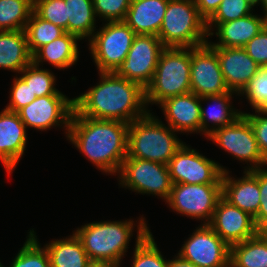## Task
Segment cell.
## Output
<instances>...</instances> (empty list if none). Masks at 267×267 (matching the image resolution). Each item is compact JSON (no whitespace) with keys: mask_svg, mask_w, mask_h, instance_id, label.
Returning a JSON list of instances; mask_svg holds the SVG:
<instances>
[{"mask_svg":"<svg viewBox=\"0 0 267 267\" xmlns=\"http://www.w3.org/2000/svg\"><path fill=\"white\" fill-rule=\"evenodd\" d=\"M252 7L259 6L261 0H246Z\"/></svg>","mask_w":267,"mask_h":267,"instance_id":"cell-46","label":"cell"},{"mask_svg":"<svg viewBox=\"0 0 267 267\" xmlns=\"http://www.w3.org/2000/svg\"><path fill=\"white\" fill-rule=\"evenodd\" d=\"M222 184H173L165 204L177 214L208 224L219 199Z\"/></svg>","mask_w":267,"mask_h":267,"instance_id":"cell-10","label":"cell"},{"mask_svg":"<svg viewBox=\"0 0 267 267\" xmlns=\"http://www.w3.org/2000/svg\"><path fill=\"white\" fill-rule=\"evenodd\" d=\"M37 237L34 229L28 232L22 248L8 267H51L47 250L41 247Z\"/></svg>","mask_w":267,"mask_h":267,"instance_id":"cell-33","label":"cell"},{"mask_svg":"<svg viewBox=\"0 0 267 267\" xmlns=\"http://www.w3.org/2000/svg\"><path fill=\"white\" fill-rule=\"evenodd\" d=\"M175 257V258H174ZM173 259H169L168 267H199L189 261L182 259L178 254L174 255Z\"/></svg>","mask_w":267,"mask_h":267,"instance_id":"cell-43","label":"cell"},{"mask_svg":"<svg viewBox=\"0 0 267 267\" xmlns=\"http://www.w3.org/2000/svg\"><path fill=\"white\" fill-rule=\"evenodd\" d=\"M208 225L230 247L255 236L260 230L254 217L221 197Z\"/></svg>","mask_w":267,"mask_h":267,"instance_id":"cell-16","label":"cell"},{"mask_svg":"<svg viewBox=\"0 0 267 267\" xmlns=\"http://www.w3.org/2000/svg\"><path fill=\"white\" fill-rule=\"evenodd\" d=\"M228 267H236V266L230 261Z\"/></svg>","mask_w":267,"mask_h":267,"instance_id":"cell-48","label":"cell"},{"mask_svg":"<svg viewBox=\"0 0 267 267\" xmlns=\"http://www.w3.org/2000/svg\"><path fill=\"white\" fill-rule=\"evenodd\" d=\"M158 118L149 111L129 123L127 157L168 165L175 152L185 142L178 138V132Z\"/></svg>","mask_w":267,"mask_h":267,"instance_id":"cell-4","label":"cell"},{"mask_svg":"<svg viewBox=\"0 0 267 267\" xmlns=\"http://www.w3.org/2000/svg\"><path fill=\"white\" fill-rule=\"evenodd\" d=\"M265 24H266V27H267V16L265 17Z\"/></svg>","mask_w":267,"mask_h":267,"instance_id":"cell-49","label":"cell"},{"mask_svg":"<svg viewBox=\"0 0 267 267\" xmlns=\"http://www.w3.org/2000/svg\"><path fill=\"white\" fill-rule=\"evenodd\" d=\"M209 37L214 34L219 41L208 40L211 47H237L244 46L256 36L265 26V17L251 13L245 17L224 23H206ZM215 29L216 32H214Z\"/></svg>","mask_w":267,"mask_h":267,"instance_id":"cell-21","label":"cell"},{"mask_svg":"<svg viewBox=\"0 0 267 267\" xmlns=\"http://www.w3.org/2000/svg\"><path fill=\"white\" fill-rule=\"evenodd\" d=\"M99 82L74 97V109L92 119L118 120L131 123L146 115L145 89L114 72H99Z\"/></svg>","mask_w":267,"mask_h":267,"instance_id":"cell-2","label":"cell"},{"mask_svg":"<svg viewBox=\"0 0 267 267\" xmlns=\"http://www.w3.org/2000/svg\"><path fill=\"white\" fill-rule=\"evenodd\" d=\"M229 174V170L222 174V197L230 204L255 217L261 200L259 168L244 170L242 178H234Z\"/></svg>","mask_w":267,"mask_h":267,"instance_id":"cell-20","label":"cell"},{"mask_svg":"<svg viewBox=\"0 0 267 267\" xmlns=\"http://www.w3.org/2000/svg\"><path fill=\"white\" fill-rule=\"evenodd\" d=\"M31 63L25 30L0 31V68L19 74Z\"/></svg>","mask_w":267,"mask_h":267,"instance_id":"cell-25","label":"cell"},{"mask_svg":"<svg viewBox=\"0 0 267 267\" xmlns=\"http://www.w3.org/2000/svg\"><path fill=\"white\" fill-rule=\"evenodd\" d=\"M117 176L120 187L163 201L169 198L173 185L168 165L139 158L126 157Z\"/></svg>","mask_w":267,"mask_h":267,"instance_id":"cell-8","label":"cell"},{"mask_svg":"<svg viewBox=\"0 0 267 267\" xmlns=\"http://www.w3.org/2000/svg\"><path fill=\"white\" fill-rule=\"evenodd\" d=\"M173 184H222L223 165L183 143L168 163Z\"/></svg>","mask_w":267,"mask_h":267,"instance_id":"cell-11","label":"cell"},{"mask_svg":"<svg viewBox=\"0 0 267 267\" xmlns=\"http://www.w3.org/2000/svg\"><path fill=\"white\" fill-rule=\"evenodd\" d=\"M88 40L92 59L99 72H114L125 60L135 32L124 21L103 22Z\"/></svg>","mask_w":267,"mask_h":267,"instance_id":"cell-7","label":"cell"},{"mask_svg":"<svg viewBox=\"0 0 267 267\" xmlns=\"http://www.w3.org/2000/svg\"><path fill=\"white\" fill-rule=\"evenodd\" d=\"M137 221L135 223L131 218L120 221H93L76 228L74 232L90 260L110 261L121 266L135 227L137 233L151 232L143 215Z\"/></svg>","mask_w":267,"mask_h":267,"instance_id":"cell-3","label":"cell"},{"mask_svg":"<svg viewBox=\"0 0 267 267\" xmlns=\"http://www.w3.org/2000/svg\"><path fill=\"white\" fill-rule=\"evenodd\" d=\"M230 261L236 267H267V237L255 236L230 247Z\"/></svg>","mask_w":267,"mask_h":267,"instance_id":"cell-28","label":"cell"},{"mask_svg":"<svg viewBox=\"0 0 267 267\" xmlns=\"http://www.w3.org/2000/svg\"><path fill=\"white\" fill-rule=\"evenodd\" d=\"M25 33L28 48L33 55L40 47L48 44L65 33L61 27L43 20L34 11L28 20Z\"/></svg>","mask_w":267,"mask_h":267,"instance_id":"cell-31","label":"cell"},{"mask_svg":"<svg viewBox=\"0 0 267 267\" xmlns=\"http://www.w3.org/2000/svg\"><path fill=\"white\" fill-rule=\"evenodd\" d=\"M19 76L30 87L36 97L47 95H65L56 89V75L49 69L35 65L33 62L24 68Z\"/></svg>","mask_w":267,"mask_h":267,"instance_id":"cell-32","label":"cell"},{"mask_svg":"<svg viewBox=\"0 0 267 267\" xmlns=\"http://www.w3.org/2000/svg\"><path fill=\"white\" fill-rule=\"evenodd\" d=\"M27 131L18 112L2 109L0 112V160L8 175L12 174L24 155L28 142Z\"/></svg>","mask_w":267,"mask_h":267,"instance_id":"cell-18","label":"cell"},{"mask_svg":"<svg viewBox=\"0 0 267 267\" xmlns=\"http://www.w3.org/2000/svg\"><path fill=\"white\" fill-rule=\"evenodd\" d=\"M34 9V0H0V31L24 30Z\"/></svg>","mask_w":267,"mask_h":267,"instance_id":"cell-29","label":"cell"},{"mask_svg":"<svg viewBox=\"0 0 267 267\" xmlns=\"http://www.w3.org/2000/svg\"><path fill=\"white\" fill-rule=\"evenodd\" d=\"M200 15L207 21L217 10L222 0H194Z\"/></svg>","mask_w":267,"mask_h":267,"instance_id":"cell-42","label":"cell"},{"mask_svg":"<svg viewBox=\"0 0 267 267\" xmlns=\"http://www.w3.org/2000/svg\"><path fill=\"white\" fill-rule=\"evenodd\" d=\"M131 0H93L94 12L101 21H124Z\"/></svg>","mask_w":267,"mask_h":267,"instance_id":"cell-37","label":"cell"},{"mask_svg":"<svg viewBox=\"0 0 267 267\" xmlns=\"http://www.w3.org/2000/svg\"><path fill=\"white\" fill-rule=\"evenodd\" d=\"M244 49L259 66L267 67V27L254 36Z\"/></svg>","mask_w":267,"mask_h":267,"instance_id":"cell-40","label":"cell"},{"mask_svg":"<svg viewBox=\"0 0 267 267\" xmlns=\"http://www.w3.org/2000/svg\"><path fill=\"white\" fill-rule=\"evenodd\" d=\"M233 95L239 96V94L229 91L201 97V135L207 137L214 130L232 124L242 115V111L235 109L231 104ZM205 102L207 105L210 102L212 104L210 103L211 106L205 108L203 107Z\"/></svg>","mask_w":267,"mask_h":267,"instance_id":"cell-23","label":"cell"},{"mask_svg":"<svg viewBox=\"0 0 267 267\" xmlns=\"http://www.w3.org/2000/svg\"><path fill=\"white\" fill-rule=\"evenodd\" d=\"M254 8L246 0H222L206 23H224L253 13Z\"/></svg>","mask_w":267,"mask_h":267,"instance_id":"cell-36","label":"cell"},{"mask_svg":"<svg viewBox=\"0 0 267 267\" xmlns=\"http://www.w3.org/2000/svg\"><path fill=\"white\" fill-rule=\"evenodd\" d=\"M73 110L74 98L69 99L66 95H47L36 98L20 109L18 114L26 128L42 132L52 127H60L65 130L67 137Z\"/></svg>","mask_w":267,"mask_h":267,"instance_id":"cell-13","label":"cell"},{"mask_svg":"<svg viewBox=\"0 0 267 267\" xmlns=\"http://www.w3.org/2000/svg\"><path fill=\"white\" fill-rule=\"evenodd\" d=\"M254 111L255 113L242 111V114L250 122L263 159L267 164V113L262 109H254Z\"/></svg>","mask_w":267,"mask_h":267,"instance_id":"cell-39","label":"cell"},{"mask_svg":"<svg viewBox=\"0 0 267 267\" xmlns=\"http://www.w3.org/2000/svg\"><path fill=\"white\" fill-rule=\"evenodd\" d=\"M243 96L253 109H262L267 113V67L261 70L251 79L248 86L239 95Z\"/></svg>","mask_w":267,"mask_h":267,"instance_id":"cell-35","label":"cell"},{"mask_svg":"<svg viewBox=\"0 0 267 267\" xmlns=\"http://www.w3.org/2000/svg\"><path fill=\"white\" fill-rule=\"evenodd\" d=\"M261 5V10H263V16L266 17L267 16V0H261L260 4Z\"/></svg>","mask_w":267,"mask_h":267,"instance_id":"cell-45","label":"cell"},{"mask_svg":"<svg viewBox=\"0 0 267 267\" xmlns=\"http://www.w3.org/2000/svg\"><path fill=\"white\" fill-rule=\"evenodd\" d=\"M16 76L18 77L13 78L10 88L9 104L5 106V109L13 112H18L37 98L26 82L19 75Z\"/></svg>","mask_w":267,"mask_h":267,"instance_id":"cell-38","label":"cell"},{"mask_svg":"<svg viewBox=\"0 0 267 267\" xmlns=\"http://www.w3.org/2000/svg\"><path fill=\"white\" fill-rule=\"evenodd\" d=\"M131 267H168L152 233H137Z\"/></svg>","mask_w":267,"mask_h":267,"instance_id":"cell-30","label":"cell"},{"mask_svg":"<svg viewBox=\"0 0 267 267\" xmlns=\"http://www.w3.org/2000/svg\"><path fill=\"white\" fill-rule=\"evenodd\" d=\"M267 167L259 168L260 207L254 217L256 227L261 230L267 224Z\"/></svg>","mask_w":267,"mask_h":267,"instance_id":"cell-41","label":"cell"},{"mask_svg":"<svg viewBox=\"0 0 267 267\" xmlns=\"http://www.w3.org/2000/svg\"><path fill=\"white\" fill-rule=\"evenodd\" d=\"M212 48L216 51L227 88L240 95L261 70V66L247 54L244 48Z\"/></svg>","mask_w":267,"mask_h":267,"instance_id":"cell-17","label":"cell"},{"mask_svg":"<svg viewBox=\"0 0 267 267\" xmlns=\"http://www.w3.org/2000/svg\"><path fill=\"white\" fill-rule=\"evenodd\" d=\"M190 87L199 97L229 92L216 51L208 43L191 48Z\"/></svg>","mask_w":267,"mask_h":267,"instance_id":"cell-15","label":"cell"},{"mask_svg":"<svg viewBox=\"0 0 267 267\" xmlns=\"http://www.w3.org/2000/svg\"><path fill=\"white\" fill-rule=\"evenodd\" d=\"M191 48L165 47L150 84L145 88L147 107L167 98L191 92Z\"/></svg>","mask_w":267,"mask_h":267,"instance_id":"cell-5","label":"cell"},{"mask_svg":"<svg viewBox=\"0 0 267 267\" xmlns=\"http://www.w3.org/2000/svg\"><path fill=\"white\" fill-rule=\"evenodd\" d=\"M86 267H120V265L110 261L90 260Z\"/></svg>","mask_w":267,"mask_h":267,"instance_id":"cell-44","label":"cell"},{"mask_svg":"<svg viewBox=\"0 0 267 267\" xmlns=\"http://www.w3.org/2000/svg\"><path fill=\"white\" fill-rule=\"evenodd\" d=\"M33 11L68 32L67 6L65 0H34Z\"/></svg>","mask_w":267,"mask_h":267,"instance_id":"cell-34","label":"cell"},{"mask_svg":"<svg viewBox=\"0 0 267 267\" xmlns=\"http://www.w3.org/2000/svg\"><path fill=\"white\" fill-rule=\"evenodd\" d=\"M80 39L68 32L52 42L40 47L33 55L32 62L37 66L43 67V62L63 71L75 65L79 60L78 42Z\"/></svg>","mask_w":267,"mask_h":267,"instance_id":"cell-24","label":"cell"},{"mask_svg":"<svg viewBox=\"0 0 267 267\" xmlns=\"http://www.w3.org/2000/svg\"><path fill=\"white\" fill-rule=\"evenodd\" d=\"M157 37L164 47L192 48L206 44L209 40L206 20L200 15L195 1H168Z\"/></svg>","mask_w":267,"mask_h":267,"instance_id":"cell-6","label":"cell"},{"mask_svg":"<svg viewBox=\"0 0 267 267\" xmlns=\"http://www.w3.org/2000/svg\"><path fill=\"white\" fill-rule=\"evenodd\" d=\"M260 231L267 237V224Z\"/></svg>","mask_w":267,"mask_h":267,"instance_id":"cell-47","label":"cell"},{"mask_svg":"<svg viewBox=\"0 0 267 267\" xmlns=\"http://www.w3.org/2000/svg\"><path fill=\"white\" fill-rule=\"evenodd\" d=\"M180 248L182 259L199 267H228L230 246L208 224H200Z\"/></svg>","mask_w":267,"mask_h":267,"instance_id":"cell-14","label":"cell"},{"mask_svg":"<svg viewBox=\"0 0 267 267\" xmlns=\"http://www.w3.org/2000/svg\"><path fill=\"white\" fill-rule=\"evenodd\" d=\"M51 267H86L90 262L82 242L73 231L63 239L51 240L44 245Z\"/></svg>","mask_w":267,"mask_h":267,"instance_id":"cell-26","label":"cell"},{"mask_svg":"<svg viewBox=\"0 0 267 267\" xmlns=\"http://www.w3.org/2000/svg\"><path fill=\"white\" fill-rule=\"evenodd\" d=\"M166 124L174 131L201 134V97L193 92L167 98L161 102Z\"/></svg>","mask_w":267,"mask_h":267,"instance_id":"cell-19","label":"cell"},{"mask_svg":"<svg viewBox=\"0 0 267 267\" xmlns=\"http://www.w3.org/2000/svg\"><path fill=\"white\" fill-rule=\"evenodd\" d=\"M128 126L118 120L92 119L72 112L67 140L108 175H118L127 157Z\"/></svg>","mask_w":267,"mask_h":267,"instance_id":"cell-1","label":"cell"},{"mask_svg":"<svg viewBox=\"0 0 267 267\" xmlns=\"http://www.w3.org/2000/svg\"><path fill=\"white\" fill-rule=\"evenodd\" d=\"M168 0H131L124 22L135 32L158 36Z\"/></svg>","mask_w":267,"mask_h":267,"instance_id":"cell-22","label":"cell"},{"mask_svg":"<svg viewBox=\"0 0 267 267\" xmlns=\"http://www.w3.org/2000/svg\"><path fill=\"white\" fill-rule=\"evenodd\" d=\"M67 6L68 33L80 40H89L96 31V15L93 0H65Z\"/></svg>","mask_w":267,"mask_h":267,"instance_id":"cell-27","label":"cell"},{"mask_svg":"<svg viewBox=\"0 0 267 267\" xmlns=\"http://www.w3.org/2000/svg\"><path fill=\"white\" fill-rule=\"evenodd\" d=\"M164 48L157 36L136 34L127 57L114 73L145 89L153 79L158 58Z\"/></svg>","mask_w":267,"mask_h":267,"instance_id":"cell-12","label":"cell"},{"mask_svg":"<svg viewBox=\"0 0 267 267\" xmlns=\"http://www.w3.org/2000/svg\"><path fill=\"white\" fill-rule=\"evenodd\" d=\"M0 267H5L4 265H2V262L0 261Z\"/></svg>","mask_w":267,"mask_h":267,"instance_id":"cell-50","label":"cell"},{"mask_svg":"<svg viewBox=\"0 0 267 267\" xmlns=\"http://www.w3.org/2000/svg\"><path fill=\"white\" fill-rule=\"evenodd\" d=\"M206 139L212 141L240 163L244 170L265 167V163L250 122L242 114L232 124L214 130Z\"/></svg>","mask_w":267,"mask_h":267,"instance_id":"cell-9","label":"cell"}]
</instances>
